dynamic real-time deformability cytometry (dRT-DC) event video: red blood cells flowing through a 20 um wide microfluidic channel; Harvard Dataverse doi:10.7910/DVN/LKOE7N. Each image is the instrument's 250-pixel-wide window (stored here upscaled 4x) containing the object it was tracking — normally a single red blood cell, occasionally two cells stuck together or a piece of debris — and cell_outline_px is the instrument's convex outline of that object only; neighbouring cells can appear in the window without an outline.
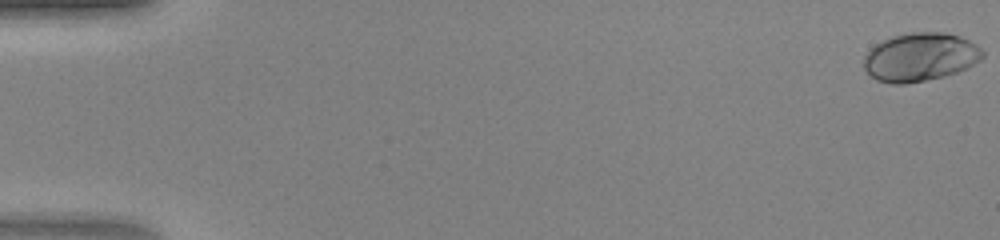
{"species": "human", "species_latin": "Homo sapiens", "temperature_condition": "warm", "stored_images_in_passage": 48, "camera_frame_rate_fps": 3000, "um_per_image_px": 0.085, "donor": {"sex": "female"}, "frame": {"image": 1, "passage_image": 1, "time_ms": 0.0, "image_size_px": [1000, 240], "cell_outline_px": [[984, 56], [980, 60], [968, 68], [944, 76], [904, 84], [892, 84], [876, 80], [864, 68], [864, 56], [876, 44], [892, 36], [912, 32], [944, 32], [960, 36], [976, 44], [984, 52]], "centroid_in_image_um": [78.23, 4.85], "position_along_channel_um": 6.8, "area_um2": 33.41}}
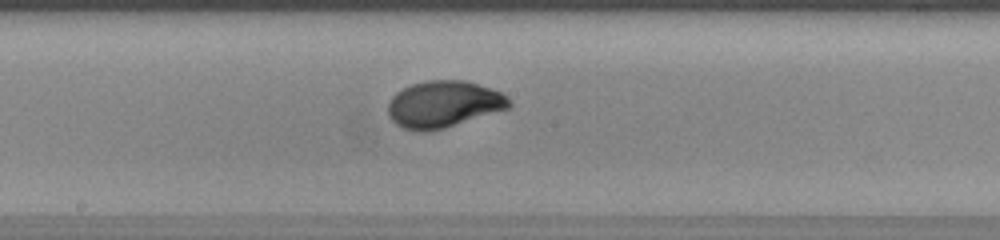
{"frame": {"image": 2, "passage_image": 27, "time_ms": 8.667, "image_size_px": [1000, 240], "cell_outline_px": [[512, 104], [508, 108], [444, 128], [424, 132], [420, 132], [400, 128], [388, 116], [388, 104], [392, 96], [396, 92], [412, 84], [428, 80], [464, 80], [492, 88], [500, 92]], "centroid_in_image_um": [37.65, 8.86], "position_along_channel_um": 210.5, "area_um2": 32.83}}
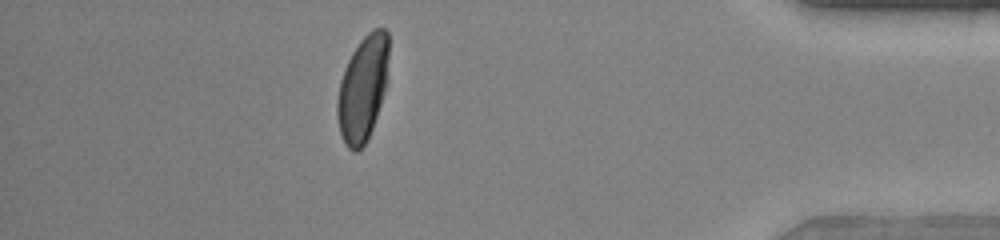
{"frame": {"image": 3, "passage_image": 43, "time_ms": 14.0, "image_size_px": [1000, 240], "cell_outline_px": [[388, 76], [384, 92], [368, 140], [356, 152], [352, 152], [344, 144], [340, 132], [336, 112], [336, 104], [340, 80], [344, 68], [352, 52], [360, 40], [372, 28], [384, 28], [388, 32]], "centroid_in_image_um": [30.83, 7.51], "position_along_channel_um": 404.4, "area_um2": 31.79}}